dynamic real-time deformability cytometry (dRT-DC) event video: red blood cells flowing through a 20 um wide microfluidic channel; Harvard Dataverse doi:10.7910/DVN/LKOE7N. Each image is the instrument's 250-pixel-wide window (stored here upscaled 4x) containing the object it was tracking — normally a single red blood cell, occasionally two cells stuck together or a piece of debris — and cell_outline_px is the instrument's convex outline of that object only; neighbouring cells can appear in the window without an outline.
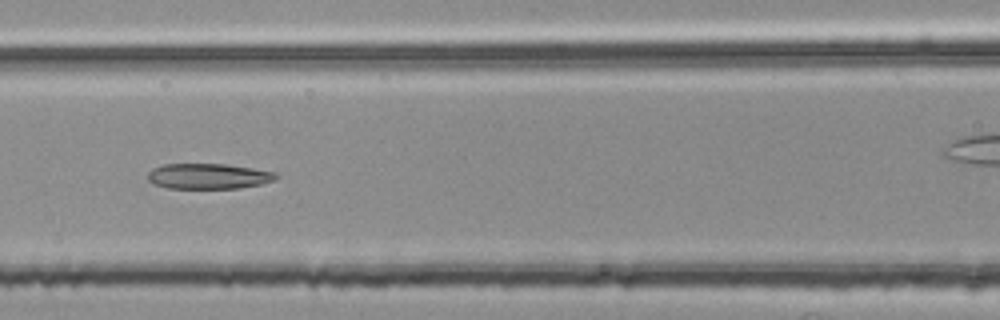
{"species": "common noctule bat (a hibernating species)", "species_latin": "Nyctalus noctula", "temperature_condition": "room temperature", "stored_images_in_passage": 54, "segment_of_instrument_passage": [2, 2], "camera_frame_rate_fps": 3000, "um_per_image_px": 0.085, "animal": {"sex": "female", "body_mass_g": 25.1}, "frame": {"image": 1, "passage_image": 24, "time_ms": 7.667, "image_size_px": [1000, 320], "cell_outline_px": [[280, 176], [272, 180], [260, 184], [240, 188], [168, 188], [152, 184], [148, 180], [148, 172], [152, 168], [164, 164], [224, 164], [252, 168], [276, 172]], "centroid_in_image_um": [17.69, 14.97], "position_along_channel_um": 148.9, "area_um2": 19.02}}
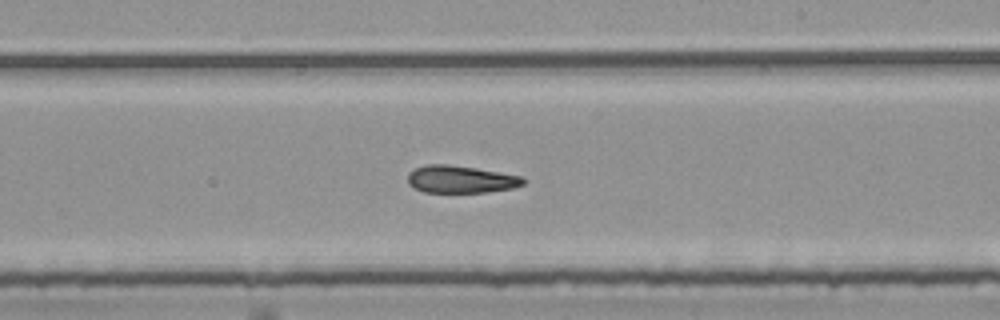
{"frame": {"image": 2, "passage_image": 32, "time_ms": 10.333, "image_size_px": [1000, 320], "cell_outline_px": [[528, 180], [524, 184], [512, 188], [488, 192], [424, 192], [412, 188], [408, 184], [408, 172], [416, 168], [428, 164], [448, 164], [476, 168], [520, 176]], "centroid_in_image_um": [39.14, 15.24], "position_along_channel_um": 249.9, "area_um2": 18.5}}
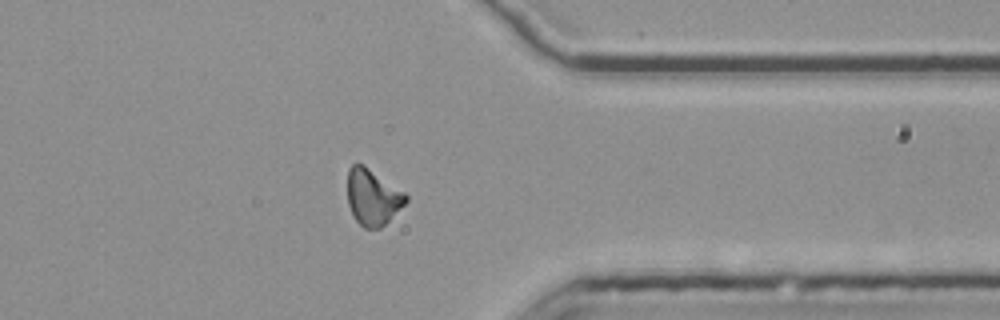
{"frame": {"image": 3, "passage_image": 43, "time_ms": 14.0, "image_size_px": [1000, 320], "cell_outline_px": [[408, 200], [380, 228], [364, 228], [352, 216], [348, 204], [348, 168], [352, 164], [364, 164], [404, 192], [408, 196]], "centroid_in_image_um": [31.65, 16.74], "position_along_channel_um": 379.7, "area_um2": 18.9}}